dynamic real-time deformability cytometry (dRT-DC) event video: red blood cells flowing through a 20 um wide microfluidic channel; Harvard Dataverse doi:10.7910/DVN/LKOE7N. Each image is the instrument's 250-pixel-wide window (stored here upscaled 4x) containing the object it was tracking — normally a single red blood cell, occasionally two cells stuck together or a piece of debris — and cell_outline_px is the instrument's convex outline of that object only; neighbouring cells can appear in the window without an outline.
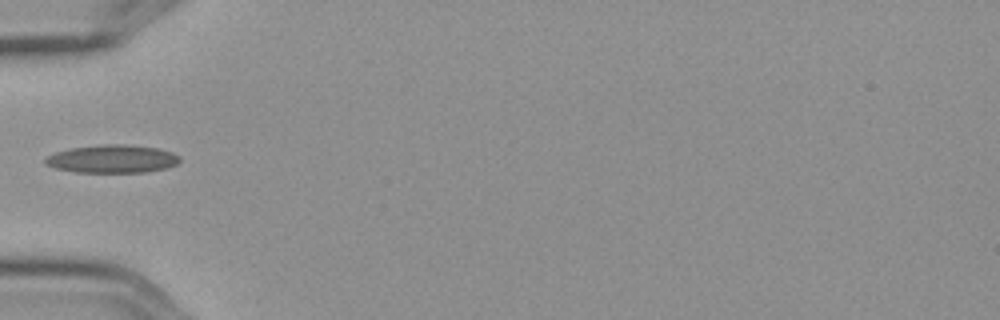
{"species": "Egyptian fruit bat (a non-hibernating species)", "species_latin": "Rousettus aegyptiacus", "temperature_condition": "cold", "stored_images_in_passage": 1, "camera_frame_rate_fps": 3000, "um_per_image_px": 0.085, "frame": {"image": 1, "passage_image": 1, "time_ms": 0.0, "image_size_px": [1000, 320], "cell_outline_px": [[180, 160], [176, 164], [164, 168], [144, 172], [76, 172], [56, 168], [44, 164], [44, 160], [48, 156], [56, 152], [72, 148], [104, 144], [124, 144], [156, 148], [172, 152], [180, 156]], "centroid_in_image_um": [9.54, 13.5], "position_along_channel_um": 75.5, "area_um2": 21.73}}